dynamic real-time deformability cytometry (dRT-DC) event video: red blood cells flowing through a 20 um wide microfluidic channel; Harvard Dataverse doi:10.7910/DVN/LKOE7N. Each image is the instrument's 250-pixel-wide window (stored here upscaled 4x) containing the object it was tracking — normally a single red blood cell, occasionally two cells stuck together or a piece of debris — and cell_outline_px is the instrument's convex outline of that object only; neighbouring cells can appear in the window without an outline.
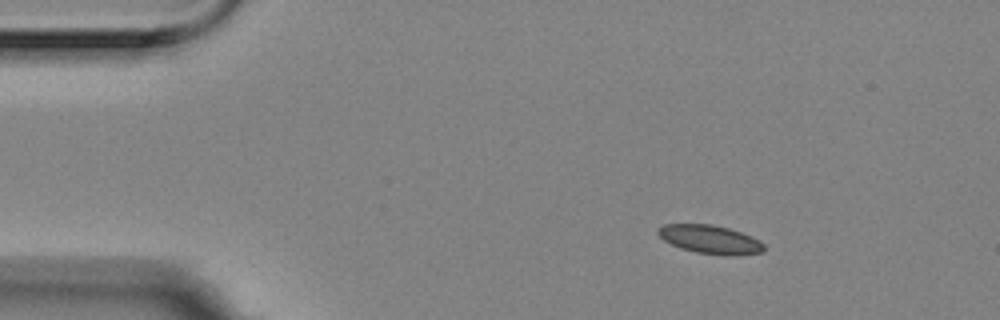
{"species": "Egyptian fruit bat (a non-hibernating species)", "species_latin": "Rousettus aegyptiacus", "temperature_condition": "room temperature", "stored_images_in_passage": 49, "camera_frame_rate_fps": 3000, "um_per_image_px": 0.085, "animal": {"sex": "female"}, "frame": {"image": 1, "passage_image": 1, "time_ms": 0.0, "image_size_px": [1000, 320], "cell_outline_px": [[764, 252], [736, 256], [724, 256], [696, 252], [680, 248], [664, 240], [656, 232], [656, 228], [664, 224], [712, 224], [728, 228], [752, 236], [760, 240], [764, 244]], "centroid_in_image_um": [60.38, 20.36], "position_along_channel_um": 24.6, "area_um2": 17.86}}
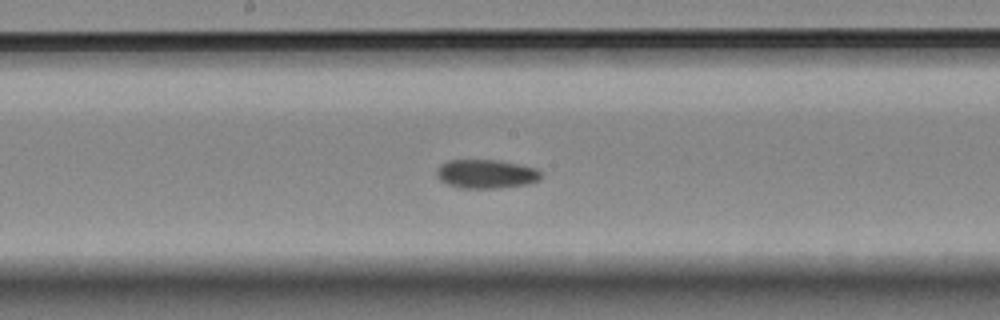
{"frame": {"image": 2, "passage_image": 22, "time_ms": 7.0, "image_size_px": [1000, 320], "cell_outline_px": [[540, 180], [524, 184], [500, 188], [460, 188], [448, 184], [440, 180], [436, 176], [436, 168], [440, 164], [448, 160], [496, 160], [520, 164], [536, 168], [540, 172]], "centroid_in_image_um": [41.28, 14.78], "position_along_channel_um": 206.9, "area_um2": 17.57}}
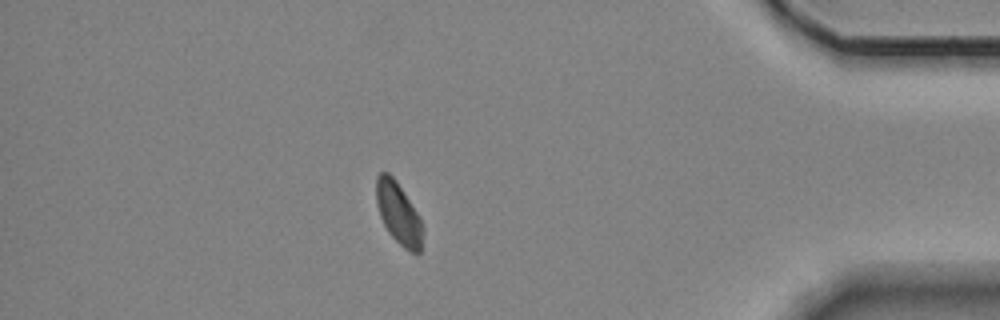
{"frame": {"image": 3, "passage_image": 42, "time_ms": 13.667, "image_size_px": [1000, 320], "cell_outline_px": [[424, 228], [420, 252], [412, 252], [404, 248], [388, 232], [380, 216], [376, 200], [376, 176], [380, 172], [388, 172], [396, 180], [416, 212]], "centroid_in_image_um": [33.86, 18.12], "position_along_channel_um": 401.3, "area_um2": 16.47}, "authors_computed_cell_mechanics": {"area_um2": 17.34, "velocity_mm_per_s": 3.5189, "shape_relaxation_time_tau1_ms": 10.4689, "shape_relaxation_time_tau2_ms": 3.2976, "deformation_change_tau1": 0.133, "deformation_change_tau2": 0.068}}